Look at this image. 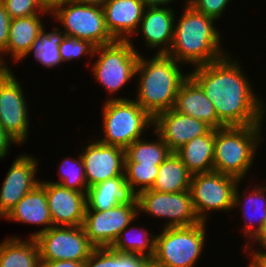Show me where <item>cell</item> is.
Instances as JSON below:
<instances>
[{"label": "cell", "instance_id": "13", "mask_svg": "<svg viewBox=\"0 0 266 267\" xmlns=\"http://www.w3.org/2000/svg\"><path fill=\"white\" fill-rule=\"evenodd\" d=\"M35 239L40 261L85 262L96 248L86 236L83 226H53Z\"/></svg>", "mask_w": 266, "mask_h": 267}, {"label": "cell", "instance_id": "8", "mask_svg": "<svg viewBox=\"0 0 266 267\" xmlns=\"http://www.w3.org/2000/svg\"><path fill=\"white\" fill-rule=\"evenodd\" d=\"M50 13L53 20L63 27L56 26L61 34L88 40L96 47L116 41L107 30L102 7L68 0L53 6Z\"/></svg>", "mask_w": 266, "mask_h": 267}, {"label": "cell", "instance_id": "38", "mask_svg": "<svg viewBox=\"0 0 266 267\" xmlns=\"http://www.w3.org/2000/svg\"><path fill=\"white\" fill-rule=\"evenodd\" d=\"M256 246V248H254ZM243 253L250 257V262L246 267H266V248L257 245H244ZM247 252V253H246Z\"/></svg>", "mask_w": 266, "mask_h": 267}, {"label": "cell", "instance_id": "2", "mask_svg": "<svg viewBox=\"0 0 266 267\" xmlns=\"http://www.w3.org/2000/svg\"><path fill=\"white\" fill-rule=\"evenodd\" d=\"M183 2V11L175 18L173 42L167 55L193 68L228 55L222 48L223 35L215 26L217 21L195 10L187 0Z\"/></svg>", "mask_w": 266, "mask_h": 267}, {"label": "cell", "instance_id": "33", "mask_svg": "<svg viewBox=\"0 0 266 267\" xmlns=\"http://www.w3.org/2000/svg\"><path fill=\"white\" fill-rule=\"evenodd\" d=\"M79 156V157H78ZM65 157L58 166L59 181H51L60 184L67 189L87 193L88 185L85 178V168L82 157Z\"/></svg>", "mask_w": 266, "mask_h": 267}, {"label": "cell", "instance_id": "29", "mask_svg": "<svg viewBox=\"0 0 266 267\" xmlns=\"http://www.w3.org/2000/svg\"><path fill=\"white\" fill-rule=\"evenodd\" d=\"M156 139L146 140V136L134 141L125 149V162H138L147 165H160L171 153L167 144L153 130Z\"/></svg>", "mask_w": 266, "mask_h": 267}, {"label": "cell", "instance_id": "1", "mask_svg": "<svg viewBox=\"0 0 266 267\" xmlns=\"http://www.w3.org/2000/svg\"><path fill=\"white\" fill-rule=\"evenodd\" d=\"M241 63L229 53L218 61L194 67L189 76L213 103L217 118L225 126L264 125L265 100L252 89Z\"/></svg>", "mask_w": 266, "mask_h": 267}, {"label": "cell", "instance_id": "42", "mask_svg": "<svg viewBox=\"0 0 266 267\" xmlns=\"http://www.w3.org/2000/svg\"><path fill=\"white\" fill-rule=\"evenodd\" d=\"M146 6H162L170 7V3H175L177 0H141Z\"/></svg>", "mask_w": 266, "mask_h": 267}, {"label": "cell", "instance_id": "40", "mask_svg": "<svg viewBox=\"0 0 266 267\" xmlns=\"http://www.w3.org/2000/svg\"><path fill=\"white\" fill-rule=\"evenodd\" d=\"M85 262L60 260V261H40L39 267H84Z\"/></svg>", "mask_w": 266, "mask_h": 267}, {"label": "cell", "instance_id": "20", "mask_svg": "<svg viewBox=\"0 0 266 267\" xmlns=\"http://www.w3.org/2000/svg\"><path fill=\"white\" fill-rule=\"evenodd\" d=\"M10 220L27 225L42 227L39 231L29 234V238H36L39 234L53 227L48 200L45 190V180L36 185L29 193L21 198L9 211L3 220Z\"/></svg>", "mask_w": 266, "mask_h": 267}, {"label": "cell", "instance_id": "26", "mask_svg": "<svg viewBox=\"0 0 266 267\" xmlns=\"http://www.w3.org/2000/svg\"><path fill=\"white\" fill-rule=\"evenodd\" d=\"M87 207L90 210H107L130 199L124 176L114 177L100 182L87 191Z\"/></svg>", "mask_w": 266, "mask_h": 267}, {"label": "cell", "instance_id": "11", "mask_svg": "<svg viewBox=\"0 0 266 267\" xmlns=\"http://www.w3.org/2000/svg\"><path fill=\"white\" fill-rule=\"evenodd\" d=\"M22 87L12 69H0V126L19 146L29 138L31 124Z\"/></svg>", "mask_w": 266, "mask_h": 267}, {"label": "cell", "instance_id": "36", "mask_svg": "<svg viewBox=\"0 0 266 267\" xmlns=\"http://www.w3.org/2000/svg\"><path fill=\"white\" fill-rule=\"evenodd\" d=\"M232 0H187V3L191 5L195 10L211 17L215 20H219L225 12V9L230 5Z\"/></svg>", "mask_w": 266, "mask_h": 267}, {"label": "cell", "instance_id": "6", "mask_svg": "<svg viewBox=\"0 0 266 267\" xmlns=\"http://www.w3.org/2000/svg\"><path fill=\"white\" fill-rule=\"evenodd\" d=\"M207 222L184 227L162 228L156 234L152 267H196L204 253Z\"/></svg>", "mask_w": 266, "mask_h": 267}, {"label": "cell", "instance_id": "10", "mask_svg": "<svg viewBox=\"0 0 266 267\" xmlns=\"http://www.w3.org/2000/svg\"><path fill=\"white\" fill-rule=\"evenodd\" d=\"M138 214L145 213L157 219L164 218L162 228L184 227L201 222L195 212L190 190L165 193L147 189L136 196ZM166 219V220H165Z\"/></svg>", "mask_w": 266, "mask_h": 267}, {"label": "cell", "instance_id": "7", "mask_svg": "<svg viewBox=\"0 0 266 267\" xmlns=\"http://www.w3.org/2000/svg\"><path fill=\"white\" fill-rule=\"evenodd\" d=\"M102 105L103 137L97 140L103 144L126 149L153 127V118L132 98L104 101Z\"/></svg>", "mask_w": 266, "mask_h": 267}, {"label": "cell", "instance_id": "16", "mask_svg": "<svg viewBox=\"0 0 266 267\" xmlns=\"http://www.w3.org/2000/svg\"><path fill=\"white\" fill-rule=\"evenodd\" d=\"M45 190L53 226H82L87 208V193L67 189L45 180Z\"/></svg>", "mask_w": 266, "mask_h": 267}, {"label": "cell", "instance_id": "24", "mask_svg": "<svg viewBox=\"0 0 266 267\" xmlns=\"http://www.w3.org/2000/svg\"><path fill=\"white\" fill-rule=\"evenodd\" d=\"M214 148L215 129L211 128L206 134L195 137L174 153L193 175L213 171Z\"/></svg>", "mask_w": 266, "mask_h": 267}, {"label": "cell", "instance_id": "5", "mask_svg": "<svg viewBox=\"0 0 266 267\" xmlns=\"http://www.w3.org/2000/svg\"><path fill=\"white\" fill-rule=\"evenodd\" d=\"M133 42L132 40H116L111 44L95 48L93 58L96 59L92 63L91 74L94 75L95 81L106 90L105 92L111 96H108L105 101L129 99V97H115L113 95L124 89L125 85L127 86L136 76V65L142 53H139L140 51Z\"/></svg>", "mask_w": 266, "mask_h": 267}, {"label": "cell", "instance_id": "12", "mask_svg": "<svg viewBox=\"0 0 266 267\" xmlns=\"http://www.w3.org/2000/svg\"><path fill=\"white\" fill-rule=\"evenodd\" d=\"M139 218L135 196L107 210L86 208L83 228L86 236L96 248L110 247L119 234L135 219Z\"/></svg>", "mask_w": 266, "mask_h": 267}, {"label": "cell", "instance_id": "9", "mask_svg": "<svg viewBox=\"0 0 266 267\" xmlns=\"http://www.w3.org/2000/svg\"><path fill=\"white\" fill-rule=\"evenodd\" d=\"M239 182L234 176L215 171L193 174L189 190L199 220L208 222L210 212L234 210V192Z\"/></svg>", "mask_w": 266, "mask_h": 267}, {"label": "cell", "instance_id": "25", "mask_svg": "<svg viewBox=\"0 0 266 267\" xmlns=\"http://www.w3.org/2000/svg\"><path fill=\"white\" fill-rule=\"evenodd\" d=\"M8 236L0 242V267H39L40 251L34 238Z\"/></svg>", "mask_w": 266, "mask_h": 267}, {"label": "cell", "instance_id": "34", "mask_svg": "<svg viewBox=\"0 0 266 267\" xmlns=\"http://www.w3.org/2000/svg\"><path fill=\"white\" fill-rule=\"evenodd\" d=\"M95 48L96 46L88 40L60 33L59 51L62 64L72 62L83 55L90 56L93 59Z\"/></svg>", "mask_w": 266, "mask_h": 267}, {"label": "cell", "instance_id": "21", "mask_svg": "<svg viewBox=\"0 0 266 267\" xmlns=\"http://www.w3.org/2000/svg\"><path fill=\"white\" fill-rule=\"evenodd\" d=\"M242 182L243 180L235 188L233 209L241 208V220L244 221L242 235L248 240L245 244L248 245L261 233L266 220V186L263 187L261 184L259 187L257 183L253 189L247 186L246 190L240 191L239 186Z\"/></svg>", "mask_w": 266, "mask_h": 267}, {"label": "cell", "instance_id": "22", "mask_svg": "<svg viewBox=\"0 0 266 267\" xmlns=\"http://www.w3.org/2000/svg\"><path fill=\"white\" fill-rule=\"evenodd\" d=\"M51 16L50 12H42L28 17H20L11 19L9 29V39L6 48V57L10 55L11 61L18 63L25 61L29 55L32 56L40 33L46 25H44L45 16Z\"/></svg>", "mask_w": 266, "mask_h": 267}, {"label": "cell", "instance_id": "30", "mask_svg": "<svg viewBox=\"0 0 266 267\" xmlns=\"http://www.w3.org/2000/svg\"><path fill=\"white\" fill-rule=\"evenodd\" d=\"M151 260L136 254L119 253L110 247L95 248L84 267H150Z\"/></svg>", "mask_w": 266, "mask_h": 267}, {"label": "cell", "instance_id": "37", "mask_svg": "<svg viewBox=\"0 0 266 267\" xmlns=\"http://www.w3.org/2000/svg\"><path fill=\"white\" fill-rule=\"evenodd\" d=\"M11 18L0 0V69H10V64L4 60L9 39ZM9 66V67H8Z\"/></svg>", "mask_w": 266, "mask_h": 267}, {"label": "cell", "instance_id": "41", "mask_svg": "<svg viewBox=\"0 0 266 267\" xmlns=\"http://www.w3.org/2000/svg\"><path fill=\"white\" fill-rule=\"evenodd\" d=\"M253 243V244H252ZM256 243V244H254ZM248 245H257L266 248V220L261 233Z\"/></svg>", "mask_w": 266, "mask_h": 267}, {"label": "cell", "instance_id": "32", "mask_svg": "<svg viewBox=\"0 0 266 267\" xmlns=\"http://www.w3.org/2000/svg\"><path fill=\"white\" fill-rule=\"evenodd\" d=\"M159 165L138 162H125L124 177L129 192L136 196L139 192L151 189L156 181Z\"/></svg>", "mask_w": 266, "mask_h": 267}, {"label": "cell", "instance_id": "35", "mask_svg": "<svg viewBox=\"0 0 266 267\" xmlns=\"http://www.w3.org/2000/svg\"><path fill=\"white\" fill-rule=\"evenodd\" d=\"M1 2L11 19L50 12L42 0H1Z\"/></svg>", "mask_w": 266, "mask_h": 267}, {"label": "cell", "instance_id": "14", "mask_svg": "<svg viewBox=\"0 0 266 267\" xmlns=\"http://www.w3.org/2000/svg\"><path fill=\"white\" fill-rule=\"evenodd\" d=\"M38 162L39 159L31 153H22L15 157L0 189V219L40 183V179H36Z\"/></svg>", "mask_w": 266, "mask_h": 267}, {"label": "cell", "instance_id": "18", "mask_svg": "<svg viewBox=\"0 0 266 267\" xmlns=\"http://www.w3.org/2000/svg\"><path fill=\"white\" fill-rule=\"evenodd\" d=\"M175 12L171 6H146L134 36L141 34L145 47L156 49V54H167L173 42Z\"/></svg>", "mask_w": 266, "mask_h": 267}, {"label": "cell", "instance_id": "15", "mask_svg": "<svg viewBox=\"0 0 266 267\" xmlns=\"http://www.w3.org/2000/svg\"><path fill=\"white\" fill-rule=\"evenodd\" d=\"M89 142L80 152L88 188L107 179L124 176L125 149L103 144L97 139Z\"/></svg>", "mask_w": 266, "mask_h": 267}, {"label": "cell", "instance_id": "23", "mask_svg": "<svg viewBox=\"0 0 266 267\" xmlns=\"http://www.w3.org/2000/svg\"><path fill=\"white\" fill-rule=\"evenodd\" d=\"M173 109L205 122L212 129L225 127L217 118L213 103L190 76L181 84Z\"/></svg>", "mask_w": 266, "mask_h": 267}, {"label": "cell", "instance_id": "27", "mask_svg": "<svg viewBox=\"0 0 266 267\" xmlns=\"http://www.w3.org/2000/svg\"><path fill=\"white\" fill-rule=\"evenodd\" d=\"M192 174L182 160L172 152L160 165L152 190L165 193H179L190 188Z\"/></svg>", "mask_w": 266, "mask_h": 267}, {"label": "cell", "instance_id": "39", "mask_svg": "<svg viewBox=\"0 0 266 267\" xmlns=\"http://www.w3.org/2000/svg\"><path fill=\"white\" fill-rule=\"evenodd\" d=\"M15 144L16 146L19 143L14 140L8 133H6L3 128L0 126V159H4L10 151V147Z\"/></svg>", "mask_w": 266, "mask_h": 267}, {"label": "cell", "instance_id": "17", "mask_svg": "<svg viewBox=\"0 0 266 267\" xmlns=\"http://www.w3.org/2000/svg\"><path fill=\"white\" fill-rule=\"evenodd\" d=\"M211 127L194 117L178 113L173 108L153 118V130L172 152L195 137L206 134Z\"/></svg>", "mask_w": 266, "mask_h": 267}, {"label": "cell", "instance_id": "19", "mask_svg": "<svg viewBox=\"0 0 266 267\" xmlns=\"http://www.w3.org/2000/svg\"><path fill=\"white\" fill-rule=\"evenodd\" d=\"M102 8L110 35L129 41L139 28L146 5L141 0H108Z\"/></svg>", "mask_w": 266, "mask_h": 267}, {"label": "cell", "instance_id": "3", "mask_svg": "<svg viewBox=\"0 0 266 267\" xmlns=\"http://www.w3.org/2000/svg\"><path fill=\"white\" fill-rule=\"evenodd\" d=\"M183 66L167 54L154 53L151 59L140 54L135 70L139 76L135 77L134 100L152 118L174 107L179 88L189 77V71H182Z\"/></svg>", "mask_w": 266, "mask_h": 267}, {"label": "cell", "instance_id": "43", "mask_svg": "<svg viewBox=\"0 0 266 267\" xmlns=\"http://www.w3.org/2000/svg\"><path fill=\"white\" fill-rule=\"evenodd\" d=\"M77 3L102 7L108 0H71Z\"/></svg>", "mask_w": 266, "mask_h": 267}, {"label": "cell", "instance_id": "44", "mask_svg": "<svg viewBox=\"0 0 266 267\" xmlns=\"http://www.w3.org/2000/svg\"><path fill=\"white\" fill-rule=\"evenodd\" d=\"M68 0H42V2L46 5L47 8L51 9L53 6H55L58 3L65 2Z\"/></svg>", "mask_w": 266, "mask_h": 267}, {"label": "cell", "instance_id": "4", "mask_svg": "<svg viewBox=\"0 0 266 267\" xmlns=\"http://www.w3.org/2000/svg\"><path fill=\"white\" fill-rule=\"evenodd\" d=\"M262 128L264 125L215 129L213 171L246 180L265 136Z\"/></svg>", "mask_w": 266, "mask_h": 267}, {"label": "cell", "instance_id": "28", "mask_svg": "<svg viewBox=\"0 0 266 267\" xmlns=\"http://www.w3.org/2000/svg\"><path fill=\"white\" fill-rule=\"evenodd\" d=\"M135 221L137 220L132 221L119 234L110 248L119 253L142 255L152 260L155 255L156 235L150 233L149 229L144 226L137 225L136 227L133 224Z\"/></svg>", "mask_w": 266, "mask_h": 267}, {"label": "cell", "instance_id": "31", "mask_svg": "<svg viewBox=\"0 0 266 267\" xmlns=\"http://www.w3.org/2000/svg\"><path fill=\"white\" fill-rule=\"evenodd\" d=\"M52 31H47L45 27L38 37V41L33 52V57L45 69L57 68L62 65L59 51L60 33L56 27ZM57 66V67H56Z\"/></svg>", "mask_w": 266, "mask_h": 267}]
</instances>
